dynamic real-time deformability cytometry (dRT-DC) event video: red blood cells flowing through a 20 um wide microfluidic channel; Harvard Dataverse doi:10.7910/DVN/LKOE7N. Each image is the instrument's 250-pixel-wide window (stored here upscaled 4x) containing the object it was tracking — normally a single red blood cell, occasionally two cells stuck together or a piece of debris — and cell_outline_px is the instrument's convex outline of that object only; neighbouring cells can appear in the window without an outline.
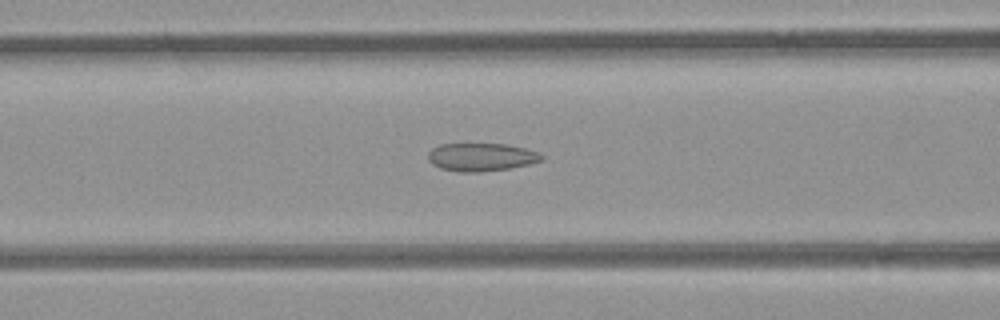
{"species": "common noctule bat (a hibernating species)", "species_latin": "Nyctalus noctula", "temperature_condition": "room temperature", "stored_images_in_passage": 42, "camera_frame_rate_fps": 3000, "um_per_image_px": 0.085, "animal": {"sex": "female", "body_mass_g": 21.9}, "frame": {"image": 1, "passage_image": 11, "time_ms": 3.333, "image_size_px": [1000, 320], "cell_outline_px": [[544, 156], [540, 160], [528, 164], [508, 168], [480, 172], [456, 172], [440, 168], [432, 164], [428, 160], [428, 152], [432, 148], [440, 144], [504, 144], [524, 148], [536, 152]], "centroid_in_image_um": [40.83, 13.35], "position_along_channel_um": 125.8, "area_um2": 18.38}}
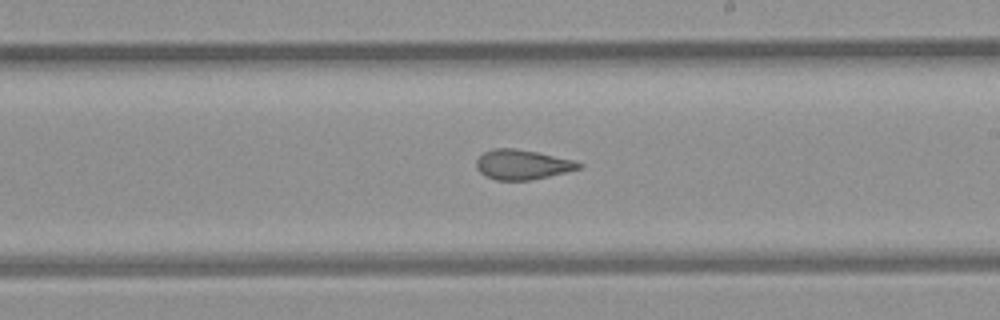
{"frame": {"image": 2, "passage_image": 20, "time_ms": 6.333, "image_size_px": [1000, 320], "cell_outline_px": [[584, 164], [580, 168], [532, 180], [496, 180], [484, 176], [476, 168], [476, 160], [484, 152], [492, 148], [516, 148], [536, 152], [572, 160]], "centroid_in_image_um": [44.34, 13.99], "position_along_channel_um": 244.7, "area_um2": 17.69}}
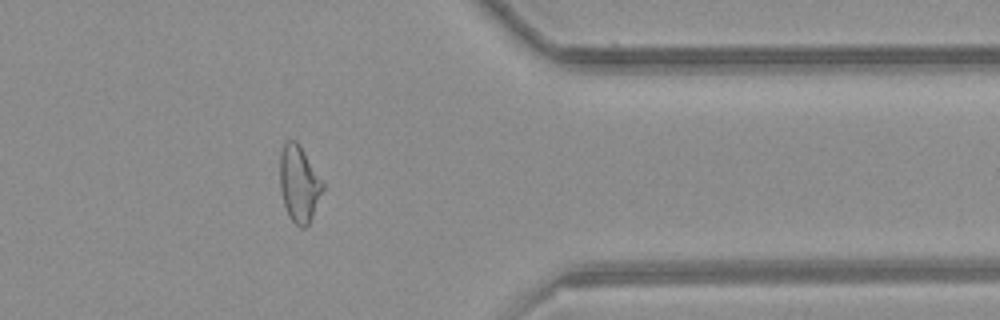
{"frame": {"image": 3, "passage_image": 32, "time_ms": 10.333, "image_size_px": [1000, 320], "cell_outline_px": [[324, 188], [312, 216], [308, 224], [304, 228], [300, 228], [288, 216], [284, 204], [280, 188], [280, 152], [284, 144], [288, 140], [296, 140], [300, 144], [324, 184]], "centroid_in_image_um": [25.41, 15.61], "position_along_channel_um": 386.0, "area_um2": 18.96}, "authors_computed_cell_mechanics": {"area_um2": 18.9006, "velocity_mm_per_s": 3.9615, "shape_relaxation_time_tau1_ms": null, "shape_relaxation_time_tau2_ms": 1.8468, "deformation_change_tau1": null, "deformation_change_tau2": 0.0784}}